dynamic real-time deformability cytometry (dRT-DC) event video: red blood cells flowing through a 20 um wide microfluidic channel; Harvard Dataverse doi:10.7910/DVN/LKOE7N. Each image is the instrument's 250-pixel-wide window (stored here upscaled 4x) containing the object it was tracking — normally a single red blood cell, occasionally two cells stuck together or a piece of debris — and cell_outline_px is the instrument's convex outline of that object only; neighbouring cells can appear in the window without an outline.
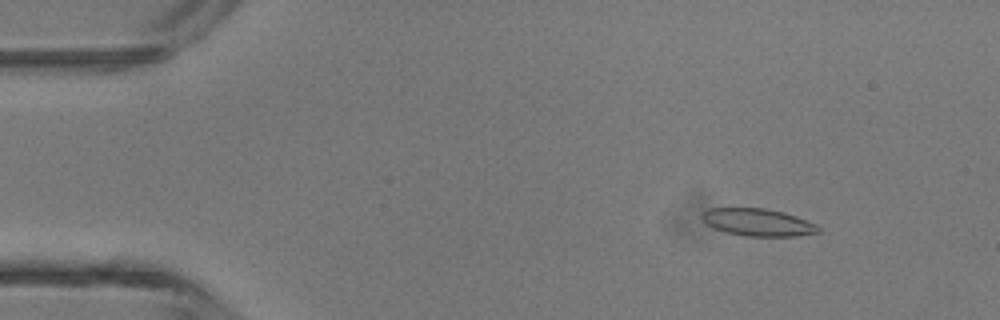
{"species": "common noctule bat (a hibernating species)", "species_latin": "Nyctalus noctula", "temperature_condition": "room temperature", "stored_images_in_passage": 46, "segment_of_instrument_passage": [1, 2], "camera_frame_rate_fps": 3000, "um_per_image_px": 0.085, "animal": {"sex": "male", "body_mass_g": 13.3}, "frame": {"image": 1, "passage_image": 5, "time_ms": 1.333, "image_size_px": [1000, 320], "cell_outline_px": [[820, 232], [796, 236], [744, 236], [724, 232], [712, 228], [700, 216], [708, 208], [764, 208], [784, 212], [796, 216], [816, 224], [820, 228]], "centroid_in_image_um": [64.42, 18.9], "position_along_channel_um": 20.6, "area_um2": 18.61}}
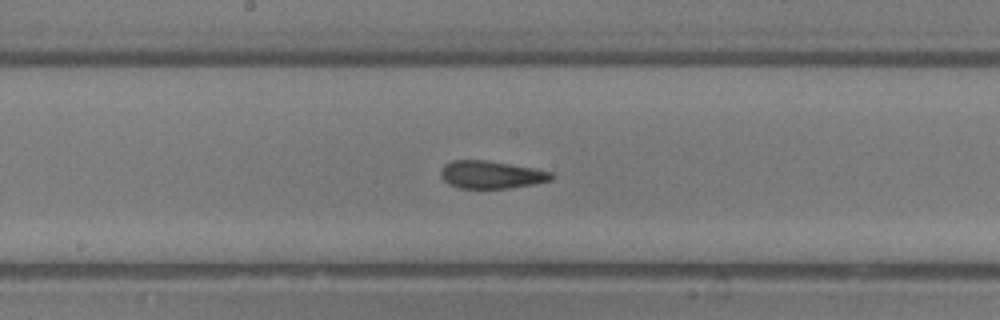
{"frame": {"image": 2, "passage_image": 23, "time_ms": 7.333, "image_size_px": [1000, 320], "cell_outline_px": [[556, 176], [552, 180], [532, 184], [508, 188], [456, 188], [448, 184], [440, 176], [440, 168], [444, 164], [452, 160], [484, 160], [536, 168], [552, 172]], "centroid_in_image_um": [41.74, 14.84], "position_along_channel_um": 206.5, "area_um2": 18.03}}
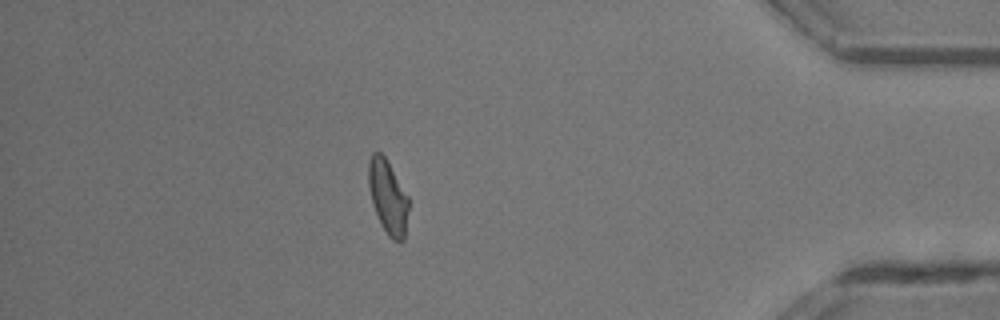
{"frame": {"image": 3, "passage_image": 39, "time_ms": 12.667, "image_size_px": [1000, 320], "cell_outline_px": [[408, 208], [404, 240], [400, 244], [392, 240], [388, 236], [380, 224], [372, 204], [368, 184], [368, 160], [372, 152], [380, 152], [384, 156], [408, 196]], "centroid_in_image_um": [32.95, 16.78], "position_along_channel_um": 402.2, "area_um2": 17.34}}